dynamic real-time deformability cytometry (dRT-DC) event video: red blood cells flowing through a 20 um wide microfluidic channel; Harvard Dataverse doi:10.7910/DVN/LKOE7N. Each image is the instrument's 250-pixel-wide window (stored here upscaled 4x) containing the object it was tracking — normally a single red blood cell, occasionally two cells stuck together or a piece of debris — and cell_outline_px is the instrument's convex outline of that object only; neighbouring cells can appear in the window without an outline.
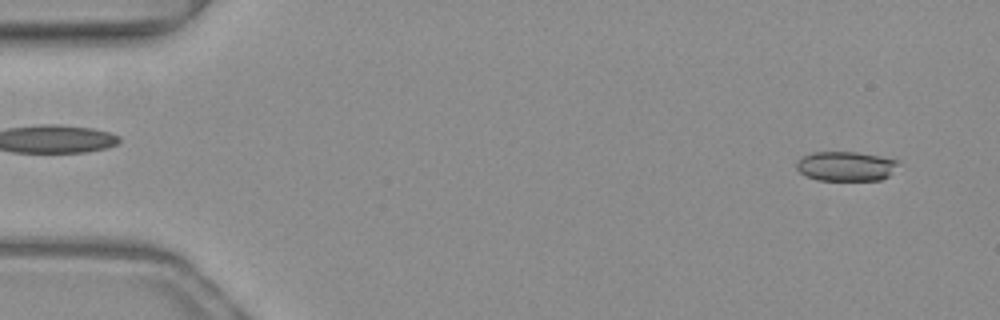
{"species": "common noctule bat (a hibernating species)", "species_latin": "Nyctalus noctula", "temperature_condition": "warm", "stored_images_in_passage": 45, "camera_frame_rate_fps": 3000, "um_per_image_px": 0.085, "animal": {"sex": "female", "body_mass_g": 19.3, "forearm_length_mm": 54.1}, "frame": {"image": 1, "passage_image": 3, "time_ms": 0.667, "image_size_px": [1000, 320], "cell_outline_px": [[900, 160], [888, 176], [880, 180], [816, 180], [800, 172], [796, 168], [796, 160], [812, 152], [856, 152]], "centroid_in_image_um": [71.86, 14.12], "position_along_channel_um": 13.1, "area_um2": 17.4}}
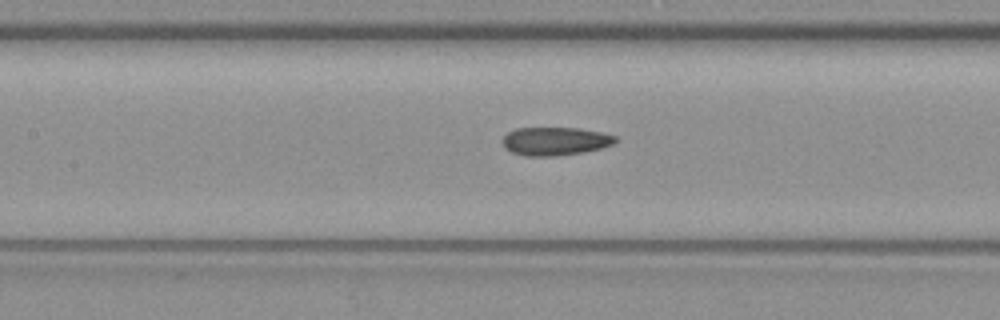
{"frame": {"image": 2, "passage_image": 23, "time_ms": 7.333, "image_size_px": [1000, 320], "cell_outline_px": [[616, 140], [612, 144], [600, 148], [580, 152], [556, 156], [524, 156], [512, 152], [504, 148], [504, 136], [508, 132], [516, 128], [580, 128], [600, 132], [616, 136]], "centroid_in_image_um": [47.16, 12.0], "position_along_channel_um": 160.2, "area_um2": 18.38}}
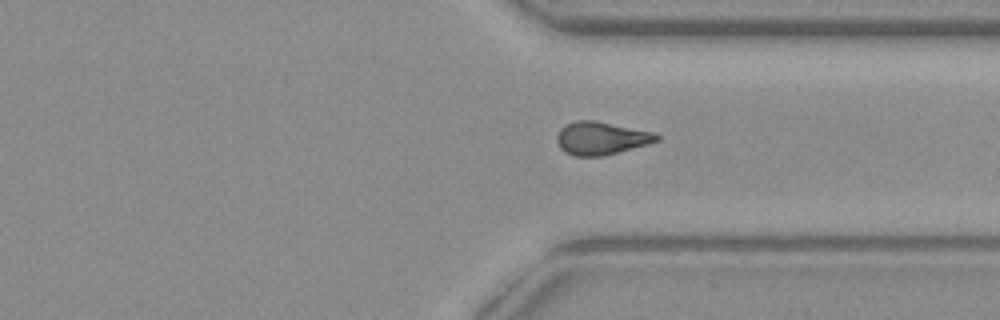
{"frame": {"image": 3, "passage_image": 38, "time_ms": 12.333, "image_size_px": [1000, 320], "cell_outline_px": [[660, 140], [648, 144], [604, 156], [576, 156], [564, 152], [560, 148], [556, 140], [556, 136], [560, 128], [576, 120], [592, 120], [656, 132], [660, 136]], "centroid_in_image_um": [51.11, 11.75], "position_along_channel_um": 360.3, "area_um2": 19.25}}